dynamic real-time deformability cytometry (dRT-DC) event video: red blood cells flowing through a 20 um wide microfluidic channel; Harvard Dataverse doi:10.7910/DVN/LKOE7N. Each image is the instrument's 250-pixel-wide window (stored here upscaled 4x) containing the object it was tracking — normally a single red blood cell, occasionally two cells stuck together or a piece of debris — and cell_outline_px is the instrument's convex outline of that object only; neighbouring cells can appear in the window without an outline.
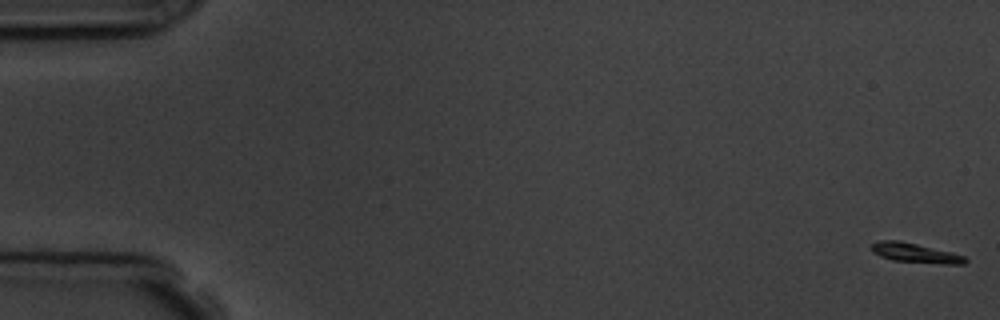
{"species": "common noctule bat (a hibernating species)", "species_latin": "Nyctalus noctula", "temperature_condition": "room temperature", "stored_images_in_passage": 12, "camera_frame_rate_fps": 3000, "um_per_image_px": 0.085, "animal": {"sex": "male", "body_mass_g": 19.5, "forearm_length_mm": 54.6}, "frame": {"image": 1, "passage_image": 1, "time_ms": 0.0, "image_size_px": [1000, 320], "cell_outline_px": [[968, 260], [964, 264], [944, 264], [892, 260], [880, 256], [872, 252], [872, 244], [880, 240], [900, 240], [952, 252], [964, 256]], "centroid_in_image_um": [77.81, 21.5], "position_along_channel_um": 7.2, "area_um2": 10.64}}
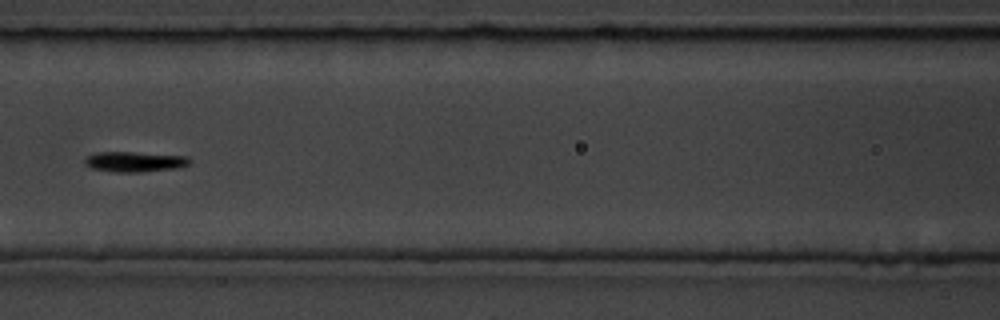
{"frame": {"image": 2, "passage_image": 8, "time_ms": 8.0, "image_size_px": [1000, 320], "cell_outline_px": [[192, 160], [188, 164], [180, 168], [140, 172], [116, 172], [92, 168], [84, 164], [84, 160], [88, 156], [96, 152], [136, 152], [188, 156]], "centroid_in_image_um": [11.48, 13.74], "position_along_channel_um": 155.1, "area_um2": 12.48}}
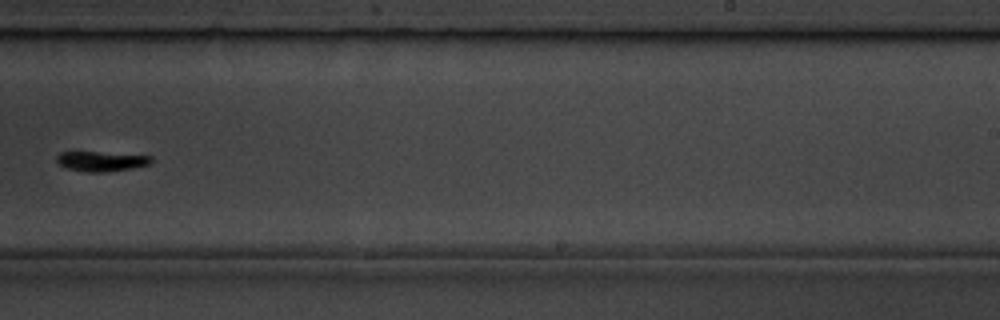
{"frame": {"image": 3, "passage_image": 11, "time_ms": 11.333, "image_size_px": [1000, 320], "cell_outline_px": [[152, 164], [132, 168], [104, 172], [84, 172], [68, 168], [60, 164], [56, 160], [56, 156], [60, 152], [76, 148], [152, 156]], "centroid_in_image_um": [8.56, 13.64], "position_along_channel_um": 280.4, "area_um2": 11.91}}